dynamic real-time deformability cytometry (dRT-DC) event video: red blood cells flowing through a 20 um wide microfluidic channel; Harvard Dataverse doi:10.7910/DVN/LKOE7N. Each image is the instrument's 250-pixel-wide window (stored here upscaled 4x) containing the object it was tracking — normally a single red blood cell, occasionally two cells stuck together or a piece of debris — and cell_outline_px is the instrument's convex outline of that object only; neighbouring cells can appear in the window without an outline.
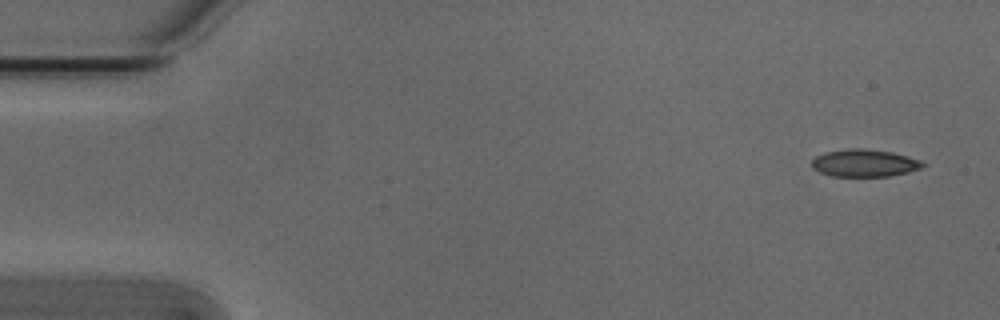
{"species": "Egyptian fruit bat (a non-hibernating species)", "species_latin": "Rousettus aegyptiacus", "temperature_condition": "cold", "stored_images_in_passage": 6, "camera_frame_rate_fps": 3000, "um_per_image_px": 0.085, "animal": {"sex": "male"}, "frame": {"image": 1, "passage_image": 1, "time_ms": 0.0, "image_size_px": [1000, 320], "cell_outline_px": [[928, 164], [920, 168], [908, 172], [888, 176], [832, 176], [820, 172], [812, 168], [812, 160], [816, 156], [824, 152], [852, 148], [864, 148], [892, 152], [908, 156], [920, 160]], "centroid_in_image_um": [73.48, 13.85], "position_along_channel_um": 11.5, "area_um2": 17.74}}
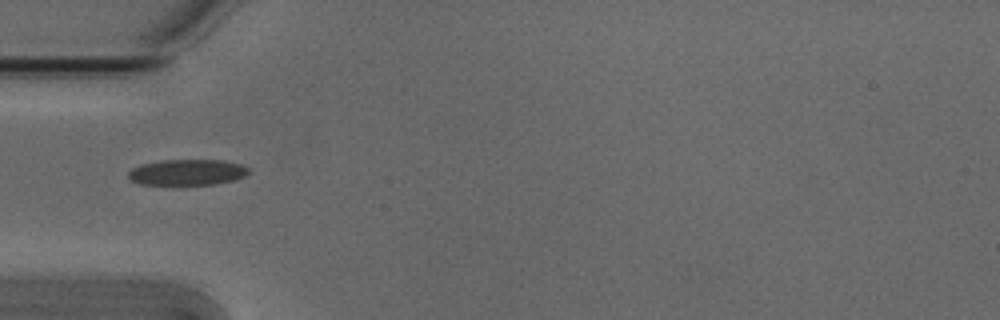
{"frame": {"image": 2, "passage_image": 4, "time_ms": 1.0, "image_size_px": [1000, 320], "cell_outline_px": [[252, 172], [236, 180], [216, 184], [140, 184], [132, 180], [128, 176], [128, 172], [132, 168], [140, 164], [164, 160], [224, 160], [240, 164], [248, 168]], "centroid_in_image_um": [15.96, 14.64], "position_along_channel_um": 69.0, "area_um2": 18.15}}